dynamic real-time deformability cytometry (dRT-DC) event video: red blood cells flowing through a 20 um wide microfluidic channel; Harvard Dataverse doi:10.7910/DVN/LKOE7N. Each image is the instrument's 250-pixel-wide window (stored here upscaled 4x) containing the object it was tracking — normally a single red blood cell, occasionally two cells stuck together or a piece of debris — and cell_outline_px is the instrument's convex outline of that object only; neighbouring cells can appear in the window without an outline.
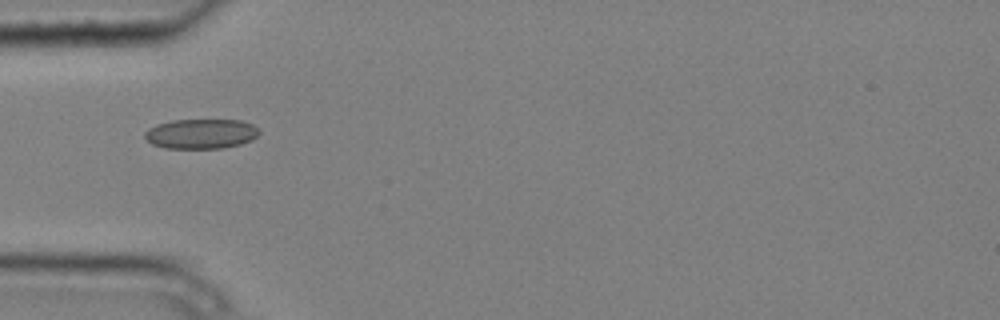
{"species": "common noctule bat (a hibernating species)", "species_latin": "Nyctalus noctula", "temperature_condition": "cold", "stored_images_in_passage": 9, "camera_frame_rate_fps": 3000, "um_per_image_px": 0.085, "animal": {"sex": "male", "body_mass_g": 20.4}, "frame": {"image": 1, "passage_image": 4, "time_ms": 1.0, "image_size_px": [1000, 320], "cell_outline_px": [[260, 132], [252, 140], [240, 144], [224, 148], [164, 148], [152, 144], [144, 136], [144, 132], [148, 128], [156, 124], [172, 120], [240, 120], [252, 124]], "centroid_in_image_um": [17.06, 11.37], "position_along_channel_um": 67.9, "area_um2": 19.88}}
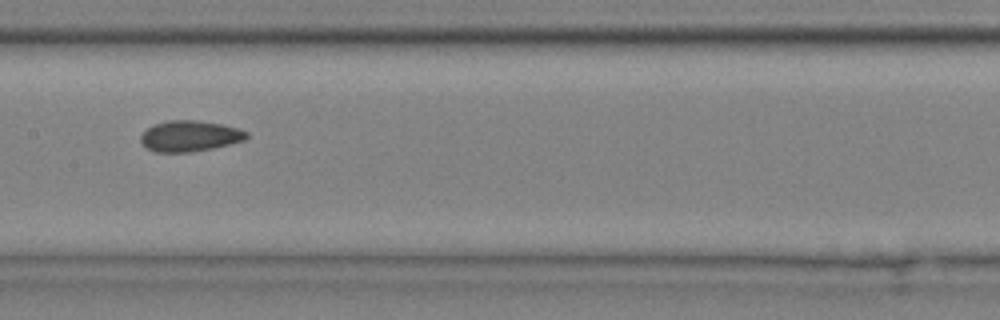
{"frame": {"image": 2, "passage_image": 7, "time_ms": 2.0, "image_size_px": [1000, 320], "cell_outline_px": [[248, 136], [244, 140], [212, 148], [192, 152], [152, 152], [144, 148], [140, 140], [140, 136], [152, 124], [168, 120], [196, 120], [220, 124], [240, 128], [248, 132]], "centroid_in_image_um": [16.09, 11.57], "position_along_channel_um": 191.3, "area_um2": 19.19}}
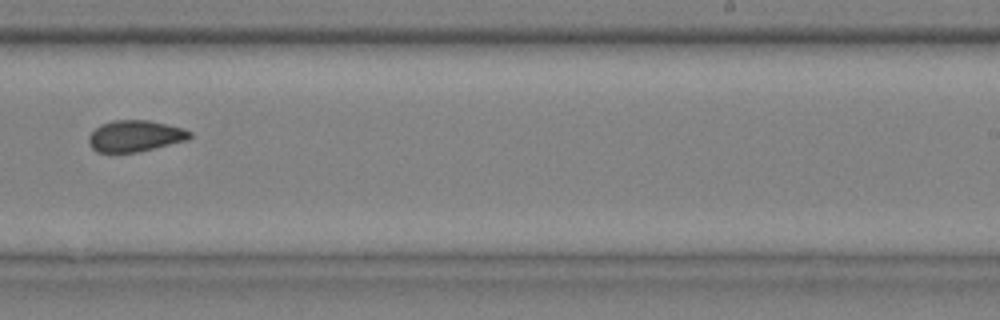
{"frame": {"image": 3, "passage_image": 9, "time_ms": 2.667, "image_size_px": [1000, 320], "cell_outline_px": [[192, 136], [188, 140], [140, 152], [96, 152], [92, 148], [88, 140], [88, 136], [100, 124], [112, 120], [148, 120], [184, 128], [192, 132]], "centroid_in_image_um": [11.5, 11.56], "position_along_channel_um": 277.5, "area_um2": 18.61}}